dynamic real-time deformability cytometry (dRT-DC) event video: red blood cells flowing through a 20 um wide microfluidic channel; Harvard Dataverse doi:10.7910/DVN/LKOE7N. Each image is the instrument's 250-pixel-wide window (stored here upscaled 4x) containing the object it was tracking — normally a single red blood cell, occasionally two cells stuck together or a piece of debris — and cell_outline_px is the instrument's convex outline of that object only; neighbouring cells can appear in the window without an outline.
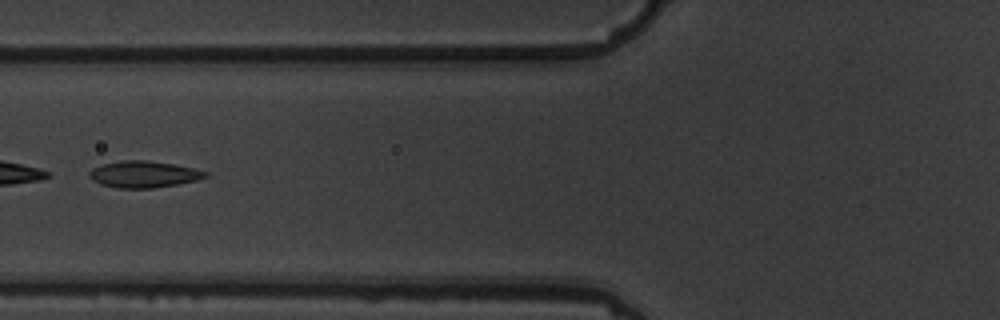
{"species": "common noctule bat (a hibernating species)", "species_latin": "Nyctalus noctula", "temperature_condition": "warm", "stored_images_in_passage": 9, "camera_frame_rate_fps": 3000, "um_per_image_px": 0.085, "animal": {"sex": "male", "body_mass_g": 19.5, "forearm_length_mm": 54.6}, "frame": {"image": 1, "passage_image": 6, "time_ms": 6.0, "image_size_px": [1000, 320], "cell_outline_px": [[208, 176], [196, 180], [176, 184], [152, 188], [116, 188], [100, 184], [92, 180], [88, 176], [88, 172], [92, 168], [104, 164], [120, 160], [148, 160], [196, 168], [208, 172]], "centroid_in_image_um": [12.19, 14.81], "position_along_channel_um": 113.6, "area_um2": 18.03}}
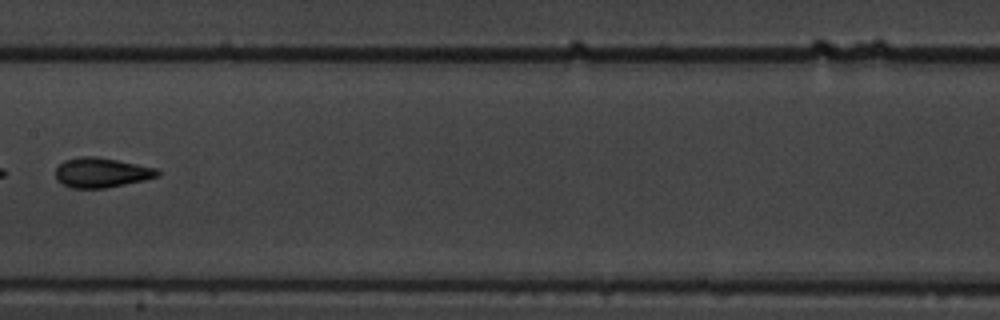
{"frame": {"image": 2, "passage_image": 8, "time_ms": 8.333, "image_size_px": [1000, 320], "cell_outline_px": [[160, 176], [144, 180], [104, 188], [72, 188], [60, 184], [56, 180], [56, 168], [64, 160], [80, 156], [96, 156], [156, 168], [160, 172]], "centroid_in_image_um": [8.59, 14.67], "position_along_channel_um": 198.8, "area_um2": 17.69}}
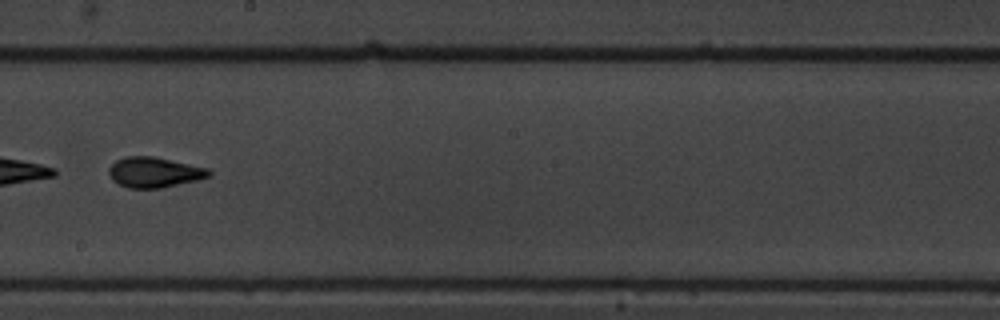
{"frame": {"image": 3, "passage_image": 9, "time_ms": 9.333, "image_size_px": [1000, 320], "cell_outline_px": [[212, 176], [196, 180], [160, 188], [128, 188], [112, 180], [108, 172], [108, 168], [116, 160], [124, 156], [152, 156], [208, 168], [212, 172]], "centroid_in_image_um": [13.1, 14.64], "position_along_channel_um": 235.1, "area_um2": 17.63}}